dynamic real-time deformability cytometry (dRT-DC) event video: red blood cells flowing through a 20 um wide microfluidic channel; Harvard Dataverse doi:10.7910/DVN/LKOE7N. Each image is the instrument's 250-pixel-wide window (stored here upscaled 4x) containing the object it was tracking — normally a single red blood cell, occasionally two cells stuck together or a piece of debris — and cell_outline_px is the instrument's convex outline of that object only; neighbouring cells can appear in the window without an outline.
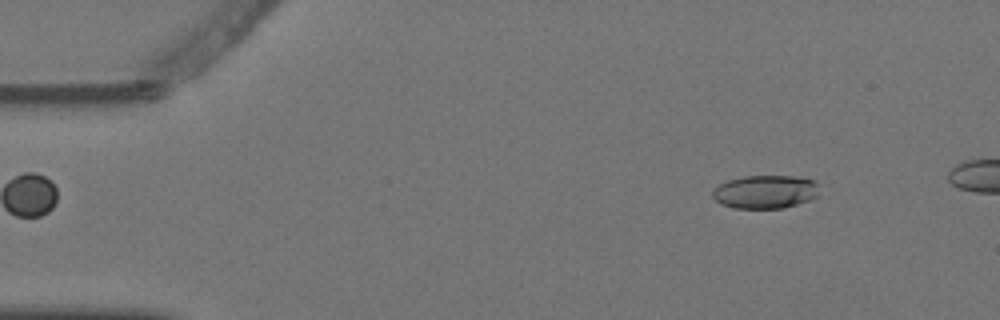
{"species": "Egyptian fruit bat (a non-hibernating species)", "species_latin": "Rousettus aegyptiacus", "temperature_condition": "warm", "stored_images_in_passage": 4, "camera_frame_rate_fps": 3000, "um_per_image_px": 0.085, "animal": {"sex": "female"}, "frame": {"image": 1, "passage_image": 1, "time_ms": 0.0, "image_size_px": [1000, 320], "cell_outline_px": [[820, 196], [784, 208], [732, 208], [720, 204], [712, 196], [712, 188], [728, 180], [744, 176], [796, 176], [812, 180], [816, 184]], "centroid_in_image_um": [65.02, 16.31], "position_along_channel_um": 20.0, "area_um2": 20.81}}
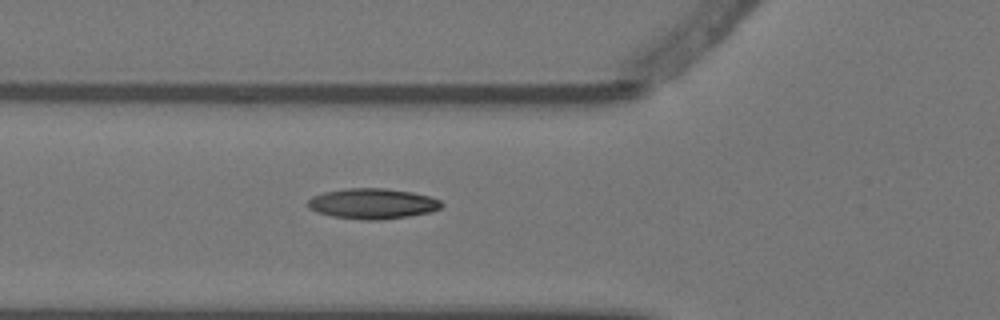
{"frame": {"image": 2, "passage_image": 4, "time_ms": 1.0, "image_size_px": [1000, 320], "cell_outline_px": [[444, 204], [440, 208], [428, 212], [408, 216], [380, 220], [364, 220], [332, 216], [316, 212], [308, 204], [308, 200], [312, 196], [324, 192], [348, 188], [384, 188], [412, 192], [428, 196], [440, 200]], "centroid_in_image_um": [31.67, 17.3], "position_along_channel_um": 94.1, "area_um2": 23.52}}